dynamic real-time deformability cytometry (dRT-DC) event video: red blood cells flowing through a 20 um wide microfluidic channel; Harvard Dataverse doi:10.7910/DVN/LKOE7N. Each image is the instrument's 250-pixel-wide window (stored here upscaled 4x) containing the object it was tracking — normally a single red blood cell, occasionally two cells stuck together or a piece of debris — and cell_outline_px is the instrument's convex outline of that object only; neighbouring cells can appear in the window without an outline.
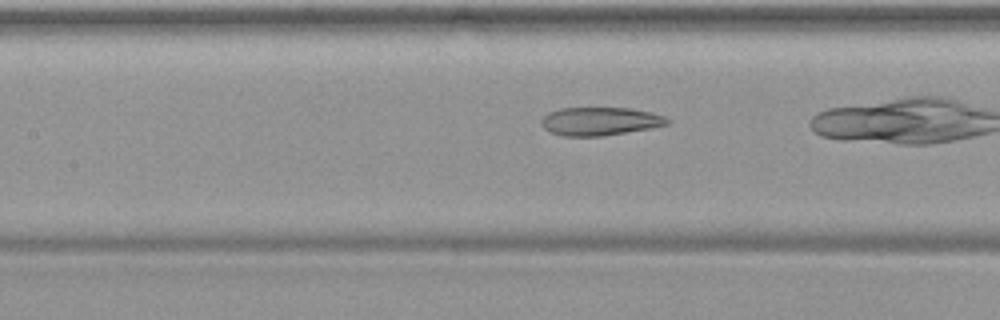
{"species": "common noctule bat (a hibernating species)", "species_latin": "Nyctalus noctula", "temperature_condition": "warm", "stored_images_in_passage": 23, "camera_frame_rate_fps": 3000, "um_per_image_px": 0.085, "animal": {"sex": "female", "body_mass_g": 19.9}, "frame": {"image": 1, "passage_image": 7, "time_ms": 2.0, "image_size_px": [1000, 320], "cell_outline_px": [[668, 124], [652, 128], [604, 136], [564, 136], [552, 132], [544, 128], [540, 124], [540, 120], [548, 112], [560, 108], [632, 108], [652, 112], [664, 116], [668, 120]], "centroid_in_image_um": [50.99, 10.3], "position_along_channel_um": 156.4, "area_um2": 20.81}}
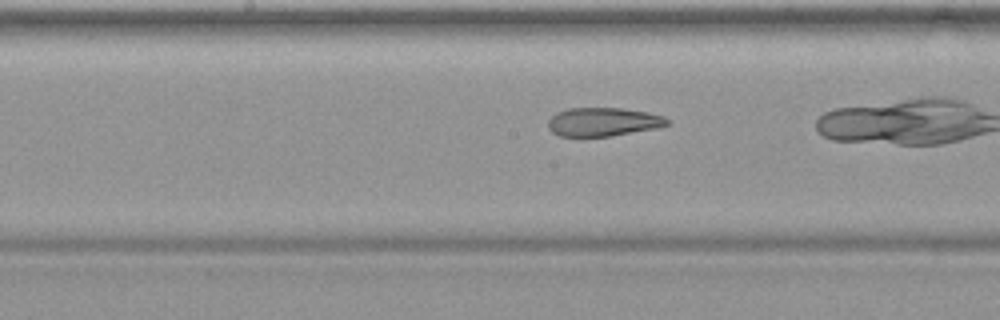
{"frame": {"image": 2, "passage_image": 10, "time_ms": 3.0, "image_size_px": [1000, 320], "cell_outline_px": [[672, 124], [656, 128], [612, 136], [560, 136], [552, 132], [548, 128], [548, 120], [556, 112], [568, 108], [620, 108], [648, 112], [664, 116], [672, 120]], "centroid_in_image_um": [51.31, 10.35], "position_along_channel_um": 196.9, "area_um2": 20.06}}